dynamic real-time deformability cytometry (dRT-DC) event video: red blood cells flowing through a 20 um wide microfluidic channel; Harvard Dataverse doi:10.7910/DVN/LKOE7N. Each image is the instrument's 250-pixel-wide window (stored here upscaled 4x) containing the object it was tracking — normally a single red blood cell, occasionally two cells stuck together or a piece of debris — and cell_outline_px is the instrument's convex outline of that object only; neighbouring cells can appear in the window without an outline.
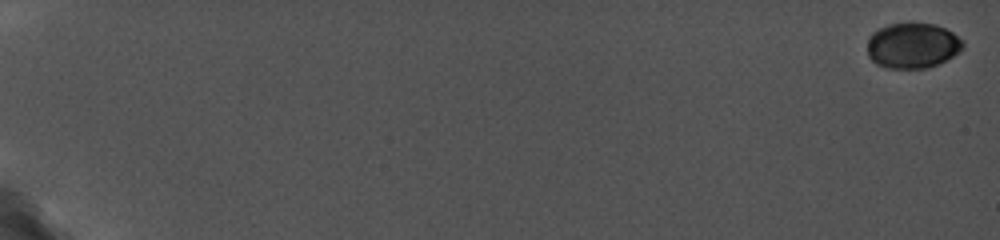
{"species": "common noctule bat (a hibernating species)", "species_latin": "Nyctalus noctula", "temperature_condition": "cold", "stored_images_in_passage": 59, "camera_frame_rate_fps": 5000, "um_per_image_px": 0.085, "animal": {"sex": "female", "body_mass_g": 19.0, "forearm_length_mm": 56.7}, "frame": {"image": 1, "passage_image": 1, "time_ms": 0.0, "image_size_px": [1000, 240], "cell_outline_px": [[964, 44], [952, 56], [928, 68], [888, 68], [876, 64], [868, 56], [868, 36], [872, 32], [888, 24], [936, 24], [952, 32], [964, 40]], "centroid_in_image_um": [77.53, 3.87], "position_along_channel_um": 7.5, "area_um2": 25.03}}
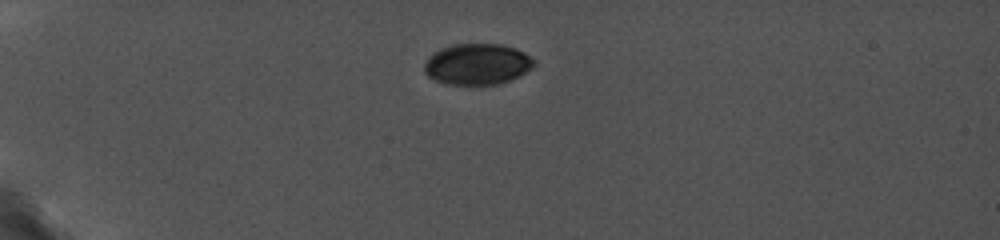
{"frame": {"image": 2, "passage_image": 23, "time_ms": 5.6, "image_size_px": [1000, 240], "cell_outline_px": [[536, 64], [532, 68], [520, 76], [500, 84], [448, 84], [436, 80], [428, 76], [424, 72], [424, 64], [428, 56], [432, 52], [440, 48], [452, 44], [500, 44], [516, 48], [524, 52], [536, 60]], "centroid_in_image_um": [40.58, 5.44], "position_along_channel_um": 44.4, "area_um2": 26.53}}
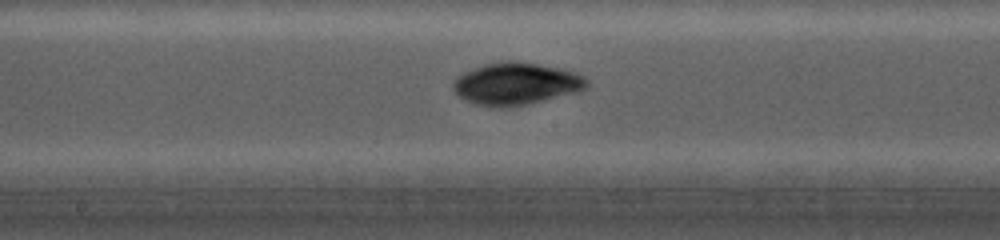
{"frame": {"image": 3, "passage_image": 45, "time_ms": 11.2, "image_size_px": [1000, 240], "cell_outline_px": [[588, 88], [580, 92], [528, 104], [504, 108], [500, 108], [476, 104], [464, 100], [452, 88], [452, 84], [464, 72], [484, 64], [508, 60], [536, 64], [556, 68], [572, 72], [584, 76], [588, 80]], "centroid_in_image_um": [43.89, 7.14], "position_along_channel_um": 204.3, "area_um2": 32.71}}